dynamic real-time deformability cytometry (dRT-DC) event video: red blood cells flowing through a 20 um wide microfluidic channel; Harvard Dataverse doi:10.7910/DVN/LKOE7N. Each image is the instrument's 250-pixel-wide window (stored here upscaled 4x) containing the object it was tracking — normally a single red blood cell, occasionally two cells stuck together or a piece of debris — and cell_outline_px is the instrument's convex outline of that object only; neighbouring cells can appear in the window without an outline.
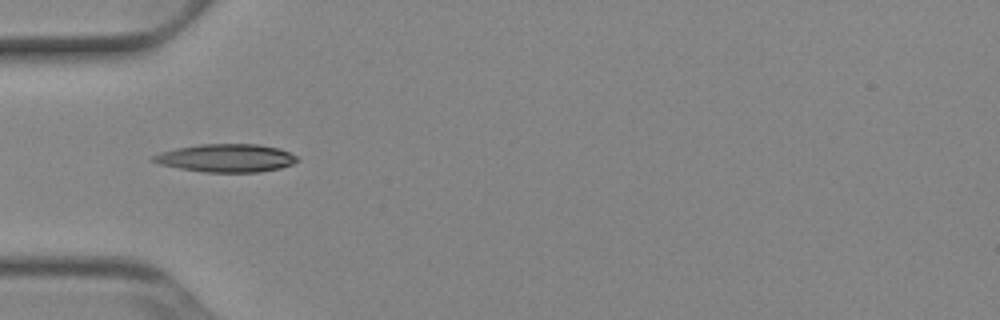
{"species": "Egyptian fruit bat (a non-hibernating species)", "species_latin": "Rousettus aegyptiacus", "temperature_condition": "cold", "stored_images_in_passage": 15, "camera_frame_rate_fps": 3000, "um_per_image_px": 0.085, "animal": {"sex": "female"}, "frame": {"image": 1, "passage_image": 3, "time_ms": 0.667, "image_size_px": [1000, 320], "cell_outline_px": [[300, 160], [292, 164], [280, 168], [260, 172], [204, 172], [180, 168], [160, 164], [152, 160], [152, 156], [160, 152], [176, 148], [200, 144], [256, 144], [280, 148], [296, 156]], "centroid_in_image_um": [19.25, 13.43], "position_along_channel_um": 65.8, "area_um2": 23.47}}
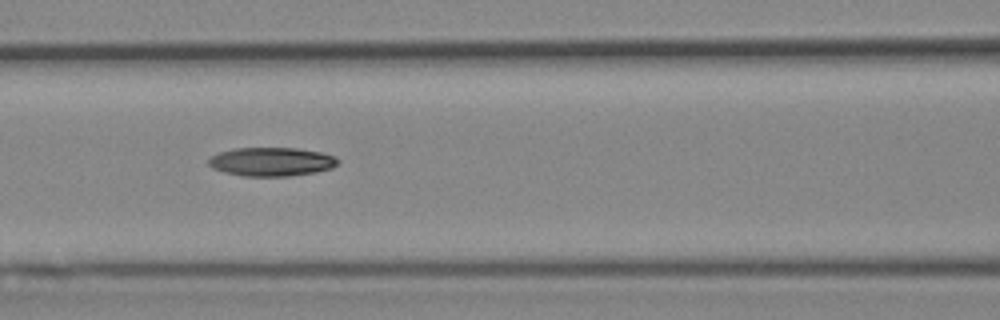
{"frame": {"image": 2, "passage_image": 9, "time_ms": 2.667, "image_size_px": [1000, 320], "cell_outline_px": [[340, 160], [332, 168], [316, 172], [288, 176], [244, 176], [224, 172], [212, 168], [208, 164], [208, 160], [212, 156], [220, 152], [236, 148], [296, 148], [320, 152], [336, 156]], "centroid_in_image_um": [23.09, 13.75], "position_along_channel_um": 143.5, "area_um2": 21.62}}